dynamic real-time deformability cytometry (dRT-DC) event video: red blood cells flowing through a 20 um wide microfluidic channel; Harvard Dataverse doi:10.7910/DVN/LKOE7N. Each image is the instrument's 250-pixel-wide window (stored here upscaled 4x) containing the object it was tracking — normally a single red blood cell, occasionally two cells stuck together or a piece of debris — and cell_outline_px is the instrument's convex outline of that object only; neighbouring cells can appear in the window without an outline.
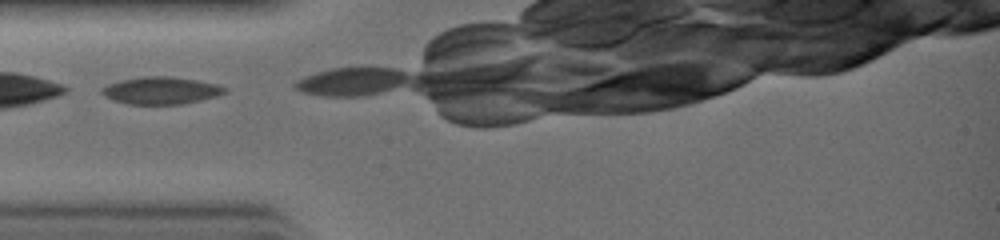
{"species": "common noctule bat (a hibernating species)", "species_latin": "Nyctalus noctula", "temperature_condition": "warm", "stored_images_in_passage": 17, "camera_frame_rate_fps": 3000, "um_per_image_px": 0.085, "animal": {"sex": "female", "body_mass_g": 19.0, "forearm_length_mm": 51.5}, "frame": {"image": 1, "passage_image": 1, "time_ms": 0.0, "image_size_px": [1000, 240], "cell_outline_px": [[228, 92], [216, 96], [200, 100], [180, 104], [128, 104], [104, 96], [100, 92], [100, 88], [108, 84], [120, 80], [144, 76], [172, 76], [196, 80], [216, 84], [228, 88]], "centroid_in_image_um": [13.68, 7.68], "position_along_channel_um": 71.3, "area_um2": 19.54}}